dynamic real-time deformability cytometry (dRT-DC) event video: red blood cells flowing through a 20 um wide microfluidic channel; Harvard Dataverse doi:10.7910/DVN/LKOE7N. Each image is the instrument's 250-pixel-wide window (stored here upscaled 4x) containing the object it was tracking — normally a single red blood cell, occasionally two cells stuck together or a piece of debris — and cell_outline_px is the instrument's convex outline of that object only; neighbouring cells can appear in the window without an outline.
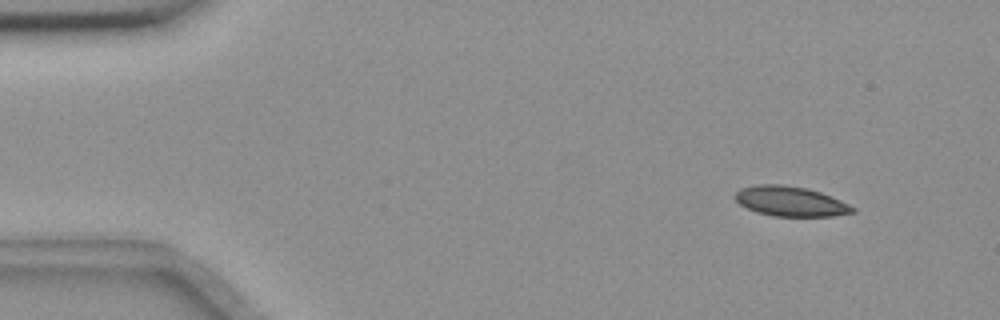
{"species": "common noctule bat (a hibernating species)", "species_latin": "Nyctalus noctula", "temperature_condition": "room temperature", "stored_images_in_passage": 57, "segment_of_instrument_passage": [1, 2], "camera_frame_rate_fps": 3000, "um_per_image_px": 0.085, "animal": {"sex": "female", "body_mass_g": 18.4}, "frame": {"image": 1, "passage_image": 6, "time_ms": 1.667, "image_size_px": [1000, 320], "cell_outline_px": [[856, 212], [832, 216], [772, 216], [756, 212], [740, 204], [736, 200], [736, 192], [740, 188], [760, 184], [780, 184], [804, 188], [820, 192], [840, 200], [856, 208]], "centroid_in_image_um": [67.2, 17.12], "position_along_channel_um": 17.8, "area_um2": 20.29}}
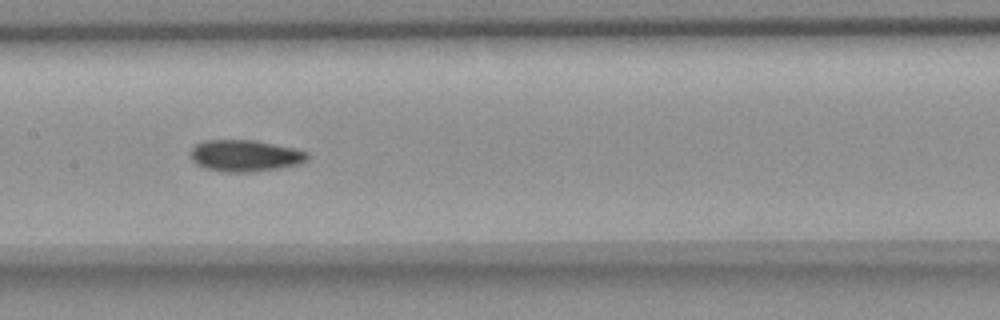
{"frame": {"image": 2, "passage_image": 28, "time_ms": 9.0, "image_size_px": [1000, 320], "cell_outline_px": [[308, 160], [296, 164], [280, 168], [252, 172], [220, 172], [196, 164], [188, 156], [188, 152], [196, 144], [204, 140], [256, 140], [292, 148], [308, 152]], "centroid_in_image_um": [20.78, 13.23], "position_along_channel_um": 186.6, "area_um2": 21.62}}
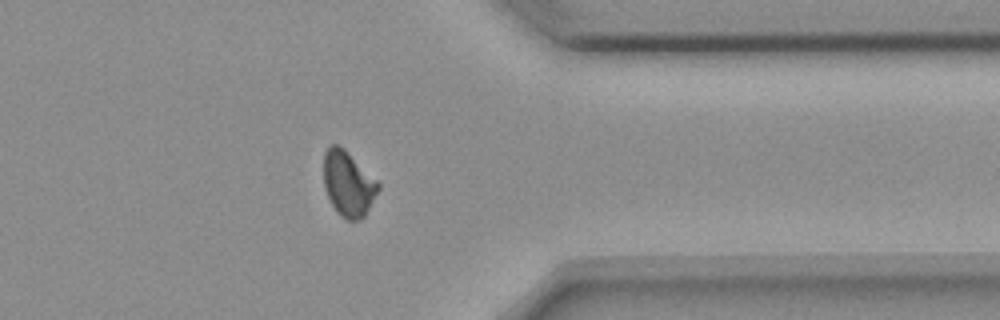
{"frame": {"image": 3, "passage_image": 45, "time_ms": 14.667, "image_size_px": [1000, 320], "cell_outline_px": [[380, 188], [364, 216], [360, 220], [348, 220], [340, 216], [336, 212], [324, 188], [324, 152], [328, 144], [336, 144], [344, 148], [380, 184]], "centroid_in_image_um": [29.57, 15.61], "position_along_channel_um": 381.8, "area_um2": 20.63}}